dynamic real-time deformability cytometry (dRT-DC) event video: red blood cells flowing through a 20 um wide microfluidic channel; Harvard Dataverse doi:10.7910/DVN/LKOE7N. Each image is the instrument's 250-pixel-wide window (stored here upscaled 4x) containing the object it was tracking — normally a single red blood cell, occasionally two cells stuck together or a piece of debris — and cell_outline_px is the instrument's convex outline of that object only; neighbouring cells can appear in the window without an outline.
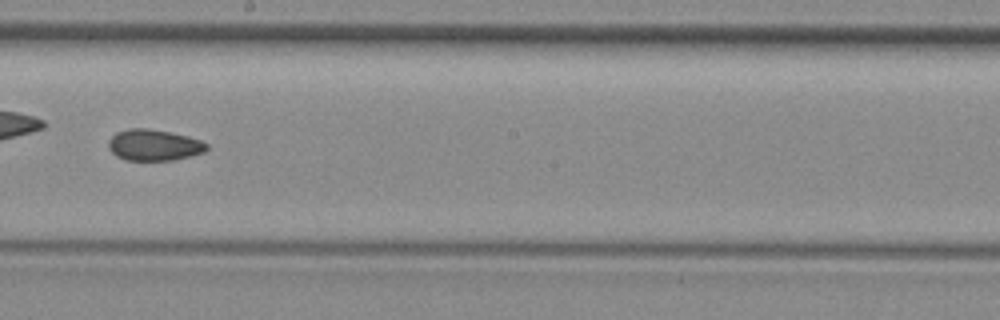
{"species": "common noctule bat (a hibernating species)", "species_latin": "Nyctalus noctula", "temperature_condition": "room temperature", "stored_images_in_passage": 40, "camera_frame_rate_fps": 3000, "um_per_image_px": 0.085, "animal": {"sex": "female", "body_mass_g": 29.2, "forearm_length_mm": 56.3}, "frame": {"image": 1, "passage_image": 18, "time_ms": 5.667, "image_size_px": [1000, 320], "cell_outline_px": [[208, 148], [204, 152], [172, 160], [128, 160], [116, 156], [108, 148], [108, 140], [116, 132], [128, 128], [148, 128], [172, 132], [188, 136], [200, 140], [208, 144]], "centroid_in_image_um": [13.06, 12.31], "position_along_channel_um": 235.1, "area_um2": 17.92}, "authors_computed_cell_mechanics": {"area_um2": 17.8891, "velocity_mm_per_s": 3.989, "shape_relaxation_time_tau1_ms": null, "shape_relaxation_time_tau2_ms": 9.3245, "deformation_change_tau1": null, "deformation_change_tau2": 0.1351}}